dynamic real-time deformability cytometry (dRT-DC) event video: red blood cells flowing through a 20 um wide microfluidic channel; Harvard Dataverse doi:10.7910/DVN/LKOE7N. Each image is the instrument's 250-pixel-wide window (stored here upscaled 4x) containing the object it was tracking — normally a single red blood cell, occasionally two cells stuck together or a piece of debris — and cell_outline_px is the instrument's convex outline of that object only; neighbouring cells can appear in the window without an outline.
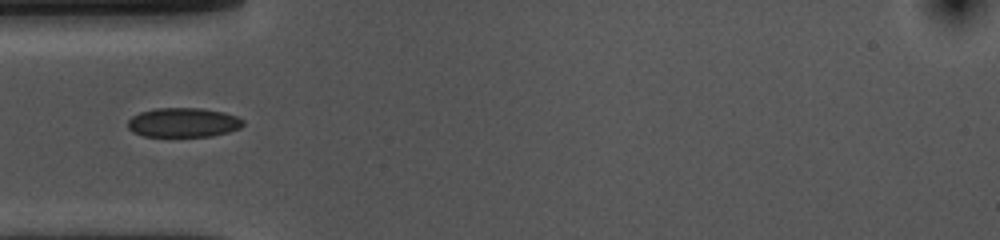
{"species": "common noctule bat (a hibernating species)", "species_latin": "Nyctalus noctula", "temperature_condition": "cold", "stored_images_in_passage": 39, "camera_frame_rate_fps": 3000, "um_per_image_px": 0.085, "animal": {"sex": "female", "body_mass_g": 10.0, "forearm_length_mm": 53.1}, "frame": {"image": 1, "passage_image": 1, "time_ms": 0.0, "image_size_px": [1000, 240], "cell_outline_px": [[244, 124], [240, 128], [228, 132], [212, 136], [144, 136], [132, 132], [128, 128], [128, 120], [132, 116], [140, 112], [156, 108], [204, 108], [224, 112], [236, 116], [244, 120]], "centroid_in_image_um": [15.59, 10.41], "position_along_channel_um": 69.4, "area_um2": 19.83}}
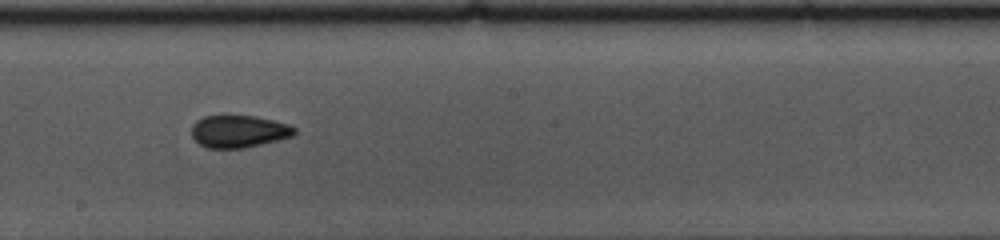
{"frame": {"image": 2, "passage_image": 14, "time_ms": 4.333, "image_size_px": [1000, 240], "cell_outline_px": [[296, 132], [292, 136], [244, 148], [208, 148], [200, 144], [192, 136], [192, 124], [196, 120], [204, 116], [224, 112], [256, 116], [288, 124], [296, 128]], "centroid_in_image_um": [20.24, 11.11], "position_along_channel_um": 228.0, "area_um2": 19.94}}
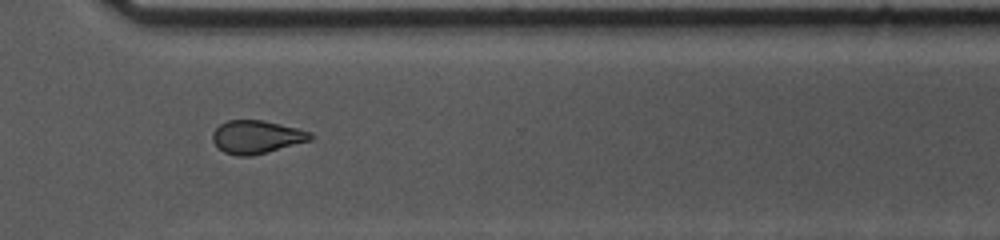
{"frame": {"image": 3, "passage_image": 24, "time_ms": 7.667, "image_size_px": [1000, 240], "cell_outline_px": [[312, 140], [268, 152], [252, 156], [236, 156], [224, 152], [212, 140], [212, 132], [220, 124], [228, 120], [264, 120], [312, 132]], "centroid_in_image_um": [21.81, 11.64], "position_along_channel_um": 348.8, "area_um2": 18.9}}